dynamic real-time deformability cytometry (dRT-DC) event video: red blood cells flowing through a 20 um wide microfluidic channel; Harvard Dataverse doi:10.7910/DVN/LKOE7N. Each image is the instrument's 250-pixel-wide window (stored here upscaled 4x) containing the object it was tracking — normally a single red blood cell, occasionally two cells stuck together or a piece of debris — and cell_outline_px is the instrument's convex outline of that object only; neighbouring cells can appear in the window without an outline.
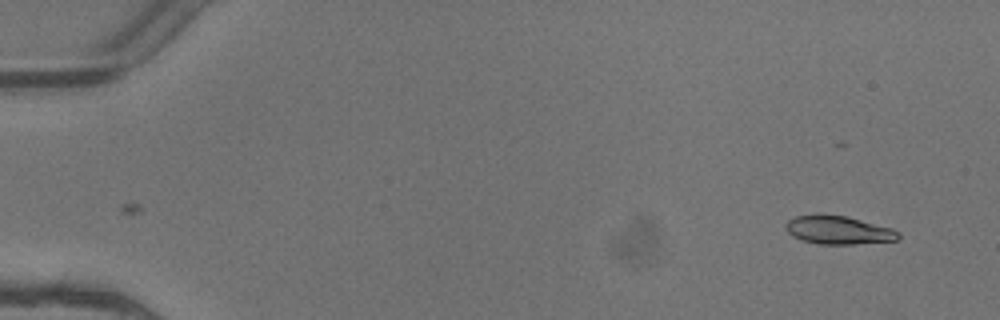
{"species": "common noctule bat (a hibernating species)", "species_latin": "Nyctalus noctula", "temperature_condition": "warm", "stored_images_in_passage": 6, "camera_frame_rate_fps": 3000, "um_per_image_px": 0.085, "animal": {"sex": "female"}, "frame": {"image": 1, "passage_image": 6, "time_ms": 1.667, "image_size_px": [1000, 320], "cell_outline_px": [[900, 236], [896, 240], [856, 244], [816, 244], [800, 240], [792, 236], [784, 228], [784, 224], [788, 220], [796, 216], [820, 212], [848, 216], [892, 228], [900, 232]], "centroid_in_image_um": [71.21, 19.53], "position_along_channel_um": 13.8, "area_um2": 19.19}}